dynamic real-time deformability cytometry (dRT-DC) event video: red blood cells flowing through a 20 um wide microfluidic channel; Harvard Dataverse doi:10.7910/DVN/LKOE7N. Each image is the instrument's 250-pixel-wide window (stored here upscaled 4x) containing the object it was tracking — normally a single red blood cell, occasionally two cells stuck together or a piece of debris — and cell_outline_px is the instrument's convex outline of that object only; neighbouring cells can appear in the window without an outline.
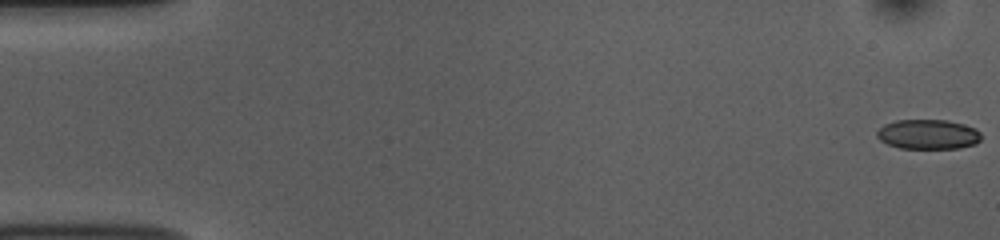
{"species": "common noctule bat (a hibernating species)", "species_latin": "Nyctalus noctula", "temperature_condition": "room temperature", "stored_images_in_passage": 15, "camera_frame_rate_fps": 3000, "um_per_image_px": 0.085, "animal": {"sex": "female", "body_mass_g": 10.0, "forearm_length_mm": 53.1}, "frame": {"image": 1, "passage_image": 1, "time_ms": 0.0, "image_size_px": [1000, 240], "cell_outline_px": [[980, 140], [976, 144], [960, 148], [900, 148], [888, 144], [880, 140], [876, 136], [876, 132], [884, 124], [896, 120], [948, 120], [964, 124], [976, 128], [980, 132]], "centroid_in_image_um": [78.9, 11.41], "position_along_channel_um": 6.1, "area_um2": 18.15}}
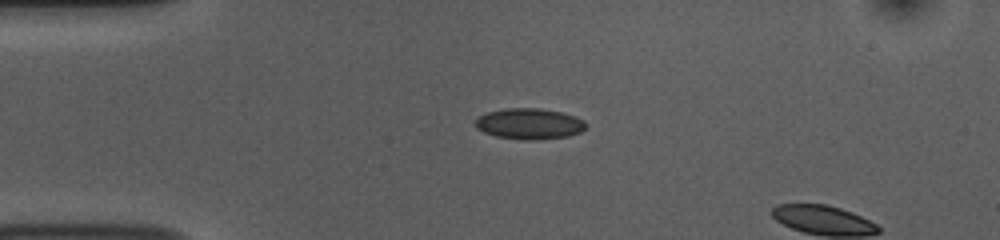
{"frame": {"image": 2, "passage_image": 13, "time_ms": 4.0, "image_size_px": [1000, 240], "cell_outline_px": [[584, 128], [580, 132], [568, 136], [536, 140], [524, 140], [496, 136], [484, 132], [476, 128], [476, 120], [480, 116], [488, 112], [504, 108], [540, 108], [564, 112], [576, 116], [584, 120]], "centroid_in_image_um": [45.01, 10.51], "position_along_channel_um": 40.0, "area_um2": 19.88}}